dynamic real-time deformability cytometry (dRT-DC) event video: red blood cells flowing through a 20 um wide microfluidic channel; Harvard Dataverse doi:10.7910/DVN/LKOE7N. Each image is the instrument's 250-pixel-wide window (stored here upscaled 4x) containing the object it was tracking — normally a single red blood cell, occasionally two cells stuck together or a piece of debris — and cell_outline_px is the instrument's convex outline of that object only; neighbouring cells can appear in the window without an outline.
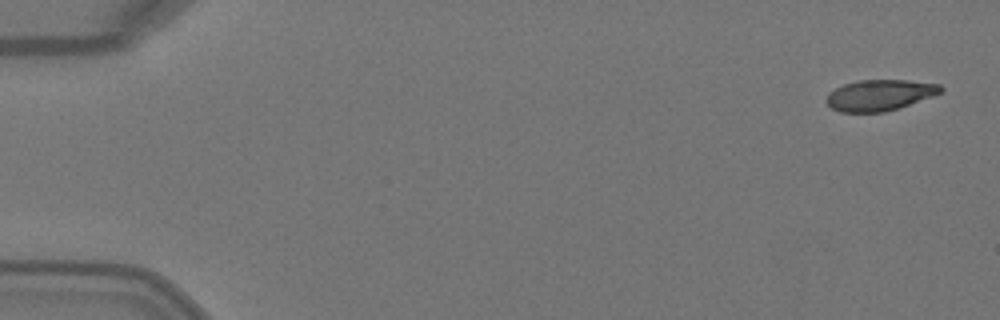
{"species": "Egyptian fruit bat (a non-hibernating species)", "species_latin": "Rousettus aegyptiacus", "temperature_condition": "warm", "stored_images_in_passage": 4, "camera_frame_rate_fps": 3000, "um_per_image_px": 0.085, "animal": {"sex": "female"}, "frame": {"image": 1, "passage_image": 1, "time_ms": 0.0, "image_size_px": [1000, 320], "cell_outline_px": [[944, 92], [900, 108], [884, 112], [840, 112], [832, 108], [824, 100], [828, 92], [844, 84], [860, 80], [908, 80], [940, 84], [944, 88]], "centroid_in_image_um": [74.79, 8.08], "position_along_channel_um": 10.2, "area_um2": 20.87}}
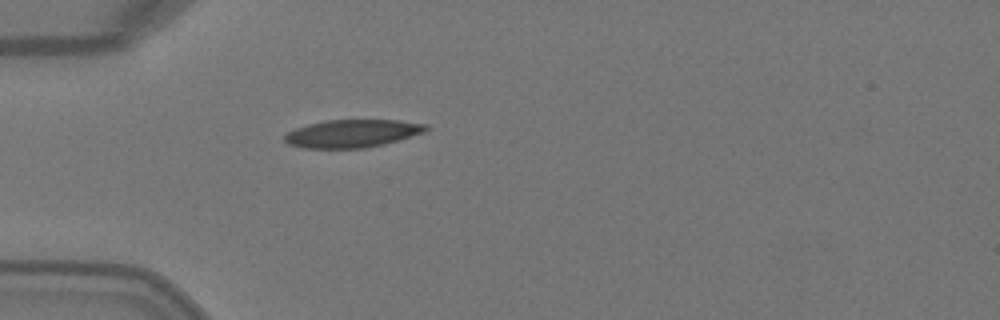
{"frame": {"image": 2, "passage_image": 4, "time_ms": 1.0, "image_size_px": [1000, 320], "cell_outline_px": [[428, 128], [424, 132], [384, 144], [364, 148], [304, 148], [288, 144], [284, 140], [284, 136], [288, 132], [296, 128], [308, 124], [324, 120], [400, 120], [428, 124]], "centroid_in_image_um": [29.93, 11.34], "position_along_channel_um": 55.1, "area_um2": 22.89}}